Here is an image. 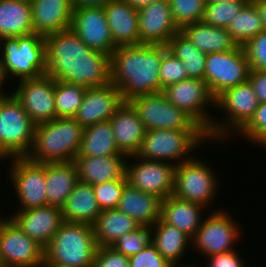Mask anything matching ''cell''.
<instances>
[{"mask_svg":"<svg viewBox=\"0 0 266 267\" xmlns=\"http://www.w3.org/2000/svg\"><path fill=\"white\" fill-rule=\"evenodd\" d=\"M208 143L211 146V143L216 142L210 141L207 131L153 129L146 131L136 155L146 160L164 161L177 166L198 154L197 150Z\"/></svg>","mask_w":266,"mask_h":267,"instance_id":"7","label":"cell"},{"mask_svg":"<svg viewBox=\"0 0 266 267\" xmlns=\"http://www.w3.org/2000/svg\"><path fill=\"white\" fill-rule=\"evenodd\" d=\"M103 7L115 47L140 45L138 9L125 0H110Z\"/></svg>","mask_w":266,"mask_h":267,"instance_id":"22","label":"cell"},{"mask_svg":"<svg viewBox=\"0 0 266 267\" xmlns=\"http://www.w3.org/2000/svg\"><path fill=\"white\" fill-rule=\"evenodd\" d=\"M170 264L151 243L142 251L129 257V267H171Z\"/></svg>","mask_w":266,"mask_h":267,"instance_id":"45","label":"cell"},{"mask_svg":"<svg viewBox=\"0 0 266 267\" xmlns=\"http://www.w3.org/2000/svg\"><path fill=\"white\" fill-rule=\"evenodd\" d=\"M180 32L205 54L231 51L238 46L226 28L211 26L203 21L187 24Z\"/></svg>","mask_w":266,"mask_h":267,"instance_id":"28","label":"cell"},{"mask_svg":"<svg viewBox=\"0 0 266 267\" xmlns=\"http://www.w3.org/2000/svg\"><path fill=\"white\" fill-rule=\"evenodd\" d=\"M62 213L65 222L92 226L101 213L92 185L78 182L62 207Z\"/></svg>","mask_w":266,"mask_h":267,"instance_id":"31","label":"cell"},{"mask_svg":"<svg viewBox=\"0 0 266 267\" xmlns=\"http://www.w3.org/2000/svg\"><path fill=\"white\" fill-rule=\"evenodd\" d=\"M127 155L76 156L74 163L79 182L95 185L118 179H126Z\"/></svg>","mask_w":266,"mask_h":267,"instance_id":"24","label":"cell"},{"mask_svg":"<svg viewBox=\"0 0 266 267\" xmlns=\"http://www.w3.org/2000/svg\"><path fill=\"white\" fill-rule=\"evenodd\" d=\"M126 179L92 185L94 195L101 210L117 209Z\"/></svg>","mask_w":266,"mask_h":267,"instance_id":"42","label":"cell"},{"mask_svg":"<svg viewBox=\"0 0 266 267\" xmlns=\"http://www.w3.org/2000/svg\"><path fill=\"white\" fill-rule=\"evenodd\" d=\"M122 154L115 141L113 129L109 121L85 127L81 146L77 156H114Z\"/></svg>","mask_w":266,"mask_h":267,"instance_id":"34","label":"cell"},{"mask_svg":"<svg viewBox=\"0 0 266 267\" xmlns=\"http://www.w3.org/2000/svg\"><path fill=\"white\" fill-rule=\"evenodd\" d=\"M259 104L248 80L221 93L215 99L216 112L207 131L210 141L223 145L228 140L236 139V134L251 120ZM217 111L221 112L219 118Z\"/></svg>","mask_w":266,"mask_h":267,"instance_id":"4","label":"cell"},{"mask_svg":"<svg viewBox=\"0 0 266 267\" xmlns=\"http://www.w3.org/2000/svg\"><path fill=\"white\" fill-rule=\"evenodd\" d=\"M168 51L182 61L188 78L205 81L207 54L198 50L180 31L166 45Z\"/></svg>","mask_w":266,"mask_h":267,"instance_id":"35","label":"cell"},{"mask_svg":"<svg viewBox=\"0 0 266 267\" xmlns=\"http://www.w3.org/2000/svg\"><path fill=\"white\" fill-rule=\"evenodd\" d=\"M123 104L122 93L113 84L86 88L82 105L74 118L85 128L96 123L109 121Z\"/></svg>","mask_w":266,"mask_h":267,"instance_id":"21","label":"cell"},{"mask_svg":"<svg viewBox=\"0 0 266 267\" xmlns=\"http://www.w3.org/2000/svg\"><path fill=\"white\" fill-rule=\"evenodd\" d=\"M141 44L167 45L180 31L176 25L168 0H158L138 9Z\"/></svg>","mask_w":266,"mask_h":267,"instance_id":"19","label":"cell"},{"mask_svg":"<svg viewBox=\"0 0 266 267\" xmlns=\"http://www.w3.org/2000/svg\"><path fill=\"white\" fill-rule=\"evenodd\" d=\"M173 19L181 29L183 26L203 19L206 0H168Z\"/></svg>","mask_w":266,"mask_h":267,"instance_id":"40","label":"cell"},{"mask_svg":"<svg viewBox=\"0 0 266 267\" xmlns=\"http://www.w3.org/2000/svg\"><path fill=\"white\" fill-rule=\"evenodd\" d=\"M221 207H214L205 214L199 229L191 239V251H195V255L198 253L202 259L237 250V244L243 240L244 230L240 220L237 222L229 208Z\"/></svg>","mask_w":266,"mask_h":267,"instance_id":"9","label":"cell"},{"mask_svg":"<svg viewBox=\"0 0 266 267\" xmlns=\"http://www.w3.org/2000/svg\"><path fill=\"white\" fill-rule=\"evenodd\" d=\"M119 151L127 156L136 155L146 134V128L129 102L109 119Z\"/></svg>","mask_w":266,"mask_h":267,"instance_id":"25","label":"cell"},{"mask_svg":"<svg viewBox=\"0 0 266 267\" xmlns=\"http://www.w3.org/2000/svg\"><path fill=\"white\" fill-rule=\"evenodd\" d=\"M162 198L125 185L117 209L140 226H153L161 216Z\"/></svg>","mask_w":266,"mask_h":267,"instance_id":"27","label":"cell"},{"mask_svg":"<svg viewBox=\"0 0 266 267\" xmlns=\"http://www.w3.org/2000/svg\"><path fill=\"white\" fill-rule=\"evenodd\" d=\"M110 57L111 84L120 90L124 102L163 91L159 78L163 45L121 46Z\"/></svg>","mask_w":266,"mask_h":267,"instance_id":"2","label":"cell"},{"mask_svg":"<svg viewBox=\"0 0 266 267\" xmlns=\"http://www.w3.org/2000/svg\"><path fill=\"white\" fill-rule=\"evenodd\" d=\"M175 169L176 165L169 162L132 155L127 159L125 177L134 188L165 199L173 193Z\"/></svg>","mask_w":266,"mask_h":267,"instance_id":"15","label":"cell"},{"mask_svg":"<svg viewBox=\"0 0 266 267\" xmlns=\"http://www.w3.org/2000/svg\"><path fill=\"white\" fill-rule=\"evenodd\" d=\"M97 248L91 225L64 222L44 248L43 264L94 267Z\"/></svg>","mask_w":266,"mask_h":267,"instance_id":"5","label":"cell"},{"mask_svg":"<svg viewBox=\"0 0 266 267\" xmlns=\"http://www.w3.org/2000/svg\"><path fill=\"white\" fill-rule=\"evenodd\" d=\"M0 256L5 267H41L44 248L4 215L0 217Z\"/></svg>","mask_w":266,"mask_h":267,"instance_id":"16","label":"cell"},{"mask_svg":"<svg viewBox=\"0 0 266 267\" xmlns=\"http://www.w3.org/2000/svg\"><path fill=\"white\" fill-rule=\"evenodd\" d=\"M129 4H131L134 8H141L142 6L148 5L150 3H153L154 1L158 0H125Z\"/></svg>","mask_w":266,"mask_h":267,"instance_id":"52","label":"cell"},{"mask_svg":"<svg viewBox=\"0 0 266 267\" xmlns=\"http://www.w3.org/2000/svg\"><path fill=\"white\" fill-rule=\"evenodd\" d=\"M35 126L13 94L0 101V158L27 156Z\"/></svg>","mask_w":266,"mask_h":267,"instance_id":"10","label":"cell"},{"mask_svg":"<svg viewBox=\"0 0 266 267\" xmlns=\"http://www.w3.org/2000/svg\"><path fill=\"white\" fill-rule=\"evenodd\" d=\"M41 267H63V266L54 265V264H42Z\"/></svg>","mask_w":266,"mask_h":267,"instance_id":"55","label":"cell"},{"mask_svg":"<svg viewBox=\"0 0 266 267\" xmlns=\"http://www.w3.org/2000/svg\"><path fill=\"white\" fill-rule=\"evenodd\" d=\"M236 135L258 149H266V103L259 104L251 120Z\"/></svg>","mask_w":266,"mask_h":267,"instance_id":"41","label":"cell"},{"mask_svg":"<svg viewBox=\"0 0 266 267\" xmlns=\"http://www.w3.org/2000/svg\"><path fill=\"white\" fill-rule=\"evenodd\" d=\"M46 75L84 88L111 84V57L89 48L71 29L45 36Z\"/></svg>","mask_w":266,"mask_h":267,"instance_id":"1","label":"cell"},{"mask_svg":"<svg viewBox=\"0 0 266 267\" xmlns=\"http://www.w3.org/2000/svg\"><path fill=\"white\" fill-rule=\"evenodd\" d=\"M193 156L176 166L174 190L172 195L181 200L195 202L212 210L216 204L217 196H221L220 185L222 181L216 172V168L211 166L209 159ZM215 170V171H214ZM219 190V191H218Z\"/></svg>","mask_w":266,"mask_h":267,"instance_id":"8","label":"cell"},{"mask_svg":"<svg viewBox=\"0 0 266 267\" xmlns=\"http://www.w3.org/2000/svg\"><path fill=\"white\" fill-rule=\"evenodd\" d=\"M152 229V243L160 254L172 265L184 264L183 261H186L187 252L191 254V238L183 231L163 222L161 219L152 226Z\"/></svg>","mask_w":266,"mask_h":267,"instance_id":"30","label":"cell"},{"mask_svg":"<svg viewBox=\"0 0 266 267\" xmlns=\"http://www.w3.org/2000/svg\"><path fill=\"white\" fill-rule=\"evenodd\" d=\"M198 261H199V263L197 264V262L195 261V263L193 262V264H192V262L191 263H185L184 265L183 264H177V265H171V267H201V266H199L200 264H202V260H199L198 259ZM201 261V262H200Z\"/></svg>","mask_w":266,"mask_h":267,"instance_id":"53","label":"cell"},{"mask_svg":"<svg viewBox=\"0 0 266 267\" xmlns=\"http://www.w3.org/2000/svg\"><path fill=\"white\" fill-rule=\"evenodd\" d=\"M70 28L91 49L110 56L116 49L103 6L74 8Z\"/></svg>","mask_w":266,"mask_h":267,"instance_id":"18","label":"cell"},{"mask_svg":"<svg viewBox=\"0 0 266 267\" xmlns=\"http://www.w3.org/2000/svg\"><path fill=\"white\" fill-rule=\"evenodd\" d=\"M243 252L237 249L203 258L207 262L205 263L206 266L203 265L201 267H249L247 264L250 262H248L249 260L245 261V257L242 255Z\"/></svg>","mask_w":266,"mask_h":267,"instance_id":"46","label":"cell"},{"mask_svg":"<svg viewBox=\"0 0 266 267\" xmlns=\"http://www.w3.org/2000/svg\"><path fill=\"white\" fill-rule=\"evenodd\" d=\"M250 70L266 71V29L243 46Z\"/></svg>","mask_w":266,"mask_h":267,"instance_id":"44","label":"cell"},{"mask_svg":"<svg viewBox=\"0 0 266 267\" xmlns=\"http://www.w3.org/2000/svg\"><path fill=\"white\" fill-rule=\"evenodd\" d=\"M94 267H129V258L116 252L110 246L98 247Z\"/></svg>","mask_w":266,"mask_h":267,"instance_id":"47","label":"cell"},{"mask_svg":"<svg viewBox=\"0 0 266 267\" xmlns=\"http://www.w3.org/2000/svg\"><path fill=\"white\" fill-rule=\"evenodd\" d=\"M162 92L170 103L187 112L206 131L211 128L215 98L204 80L189 78L168 85Z\"/></svg>","mask_w":266,"mask_h":267,"instance_id":"14","label":"cell"},{"mask_svg":"<svg viewBox=\"0 0 266 267\" xmlns=\"http://www.w3.org/2000/svg\"><path fill=\"white\" fill-rule=\"evenodd\" d=\"M263 29L265 28L259 12L251 1L238 12L227 27L232 39L239 46H243Z\"/></svg>","mask_w":266,"mask_h":267,"instance_id":"36","label":"cell"},{"mask_svg":"<svg viewBox=\"0 0 266 267\" xmlns=\"http://www.w3.org/2000/svg\"><path fill=\"white\" fill-rule=\"evenodd\" d=\"M83 130L75 118H55L37 124L33 144L26 157L37 163L74 161L81 146Z\"/></svg>","mask_w":266,"mask_h":267,"instance_id":"3","label":"cell"},{"mask_svg":"<svg viewBox=\"0 0 266 267\" xmlns=\"http://www.w3.org/2000/svg\"><path fill=\"white\" fill-rule=\"evenodd\" d=\"M13 95L36 125L57 118L53 77L45 74L18 81L13 84Z\"/></svg>","mask_w":266,"mask_h":267,"instance_id":"17","label":"cell"},{"mask_svg":"<svg viewBox=\"0 0 266 267\" xmlns=\"http://www.w3.org/2000/svg\"><path fill=\"white\" fill-rule=\"evenodd\" d=\"M159 78L163 89L170 84L189 79L182 61L172 55L165 45H163V60Z\"/></svg>","mask_w":266,"mask_h":267,"instance_id":"43","label":"cell"},{"mask_svg":"<svg viewBox=\"0 0 266 267\" xmlns=\"http://www.w3.org/2000/svg\"><path fill=\"white\" fill-rule=\"evenodd\" d=\"M8 162L6 174L18 203L16 210H26L47 205L46 164L37 163L25 157L5 159Z\"/></svg>","mask_w":266,"mask_h":267,"instance_id":"11","label":"cell"},{"mask_svg":"<svg viewBox=\"0 0 266 267\" xmlns=\"http://www.w3.org/2000/svg\"><path fill=\"white\" fill-rule=\"evenodd\" d=\"M33 32L30 0H0V39Z\"/></svg>","mask_w":266,"mask_h":267,"instance_id":"32","label":"cell"},{"mask_svg":"<svg viewBox=\"0 0 266 267\" xmlns=\"http://www.w3.org/2000/svg\"><path fill=\"white\" fill-rule=\"evenodd\" d=\"M33 31L47 36L71 27V0H30Z\"/></svg>","mask_w":266,"mask_h":267,"instance_id":"23","label":"cell"},{"mask_svg":"<svg viewBox=\"0 0 266 267\" xmlns=\"http://www.w3.org/2000/svg\"><path fill=\"white\" fill-rule=\"evenodd\" d=\"M152 240V226H139L135 231L121 236L110 247L129 258L150 245Z\"/></svg>","mask_w":266,"mask_h":267,"instance_id":"39","label":"cell"},{"mask_svg":"<svg viewBox=\"0 0 266 267\" xmlns=\"http://www.w3.org/2000/svg\"><path fill=\"white\" fill-rule=\"evenodd\" d=\"M251 2L256 6L264 28L266 29V0H253Z\"/></svg>","mask_w":266,"mask_h":267,"instance_id":"51","label":"cell"},{"mask_svg":"<svg viewBox=\"0 0 266 267\" xmlns=\"http://www.w3.org/2000/svg\"><path fill=\"white\" fill-rule=\"evenodd\" d=\"M236 0H206V2H231Z\"/></svg>","mask_w":266,"mask_h":267,"instance_id":"54","label":"cell"},{"mask_svg":"<svg viewBox=\"0 0 266 267\" xmlns=\"http://www.w3.org/2000/svg\"><path fill=\"white\" fill-rule=\"evenodd\" d=\"M86 88L55 80V110L57 118H74L82 105Z\"/></svg>","mask_w":266,"mask_h":267,"instance_id":"37","label":"cell"},{"mask_svg":"<svg viewBox=\"0 0 266 267\" xmlns=\"http://www.w3.org/2000/svg\"><path fill=\"white\" fill-rule=\"evenodd\" d=\"M139 226L134 219L118 209L101 210L92 225L98 247L111 246L121 236L135 231Z\"/></svg>","mask_w":266,"mask_h":267,"instance_id":"33","label":"cell"},{"mask_svg":"<svg viewBox=\"0 0 266 267\" xmlns=\"http://www.w3.org/2000/svg\"><path fill=\"white\" fill-rule=\"evenodd\" d=\"M248 0H236L231 2H206L202 21L215 27L226 28L232 19L248 3Z\"/></svg>","mask_w":266,"mask_h":267,"instance_id":"38","label":"cell"},{"mask_svg":"<svg viewBox=\"0 0 266 267\" xmlns=\"http://www.w3.org/2000/svg\"><path fill=\"white\" fill-rule=\"evenodd\" d=\"M45 164L47 205L62 208L79 182L76 165L74 161Z\"/></svg>","mask_w":266,"mask_h":267,"instance_id":"29","label":"cell"},{"mask_svg":"<svg viewBox=\"0 0 266 267\" xmlns=\"http://www.w3.org/2000/svg\"><path fill=\"white\" fill-rule=\"evenodd\" d=\"M110 0H71L73 8L104 6Z\"/></svg>","mask_w":266,"mask_h":267,"instance_id":"50","label":"cell"},{"mask_svg":"<svg viewBox=\"0 0 266 267\" xmlns=\"http://www.w3.org/2000/svg\"><path fill=\"white\" fill-rule=\"evenodd\" d=\"M0 267H5L4 264H3V261L1 259V256H0Z\"/></svg>","mask_w":266,"mask_h":267,"instance_id":"57","label":"cell"},{"mask_svg":"<svg viewBox=\"0 0 266 267\" xmlns=\"http://www.w3.org/2000/svg\"><path fill=\"white\" fill-rule=\"evenodd\" d=\"M8 213L9 218L31 239L45 248L54 233L65 222L62 208L46 205Z\"/></svg>","mask_w":266,"mask_h":267,"instance_id":"20","label":"cell"},{"mask_svg":"<svg viewBox=\"0 0 266 267\" xmlns=\"http://www.w3.org/2000/svg\"><path fill=\"white\" fill-rule=\"evenodd\" d=\"M7 84L8 85L10 84V86H8ZM10 87L12 88L13 84L12 82H10L9 77L6 75L5 69L2 66L1 61H0V101H2L3 99H6L7 97L13 94V89H10Z\"/></svg>","mask_w":266,"mask_h":267,"instance_id":"49","label":"cell"},{"mask_svg":"<svg viewBox=\"0 0 266 267\" xmlns=\"http://www.w3.org/2000/svg\"><path fill=\"white\" fill-rule=\"evenodd\" d=\"M249 73L250 66L242 46L206 56L205 82L215 99L225 90L246 82Z\"/></svg>","mask_w":266,"mask_h":267,"instance_id":"13","label":"cell"},{"mask_svg":"<svg viewBox=\"0 0 266 267\" xmlns=\"http://www.w3.org/2000/svg\"><path fill=\"white\" fill-rule=\"evenodd\" d=\"M208 211L199 203L181 200L170 195L162 200L160 219L183 231L192 239Z\"/></svg>","mask_w":266,"mask_h":267,"instance_id":"26","label":"cell"},{"mask_svg":"<svg viewBox=\"0 0 266 267\" xmlns=\"http://www.w3.org/2000/svg\"><path fill=\"white\" fill-rule=\"evenodd\" d=\"M129 103L146 130L206 131L192 116L170 103L163 92L138 96Z\"/></svg>","mask_w":266,"mask_h":267,"instance_id":"12","label":"cell"},{"mask_svg":"<svg viewBox=\"0 0 266 267\" xmlns=\"http://www.w3.org/2000/svg\"><path fill=\"white\" fill-rule=\"evenodd\" d=\"M0 61L12 84L42 77L47 71L45 36L33 32L0 39Z\"/></svg>","mask_w":266,"mask_h":267,"instance_id":"6","label":"cell"},{"mask_svg":"<svg viewBox=\"0 0 266 267\" xmlns=\"http://www.w3.org/2000/svg\"><path fill=\"white\" fill-rule=\"evenodd\" d=\"M249 83L260 103H266V71L250 70Z\"/></svg>","mask_w":266,"mask_h":267,"instance_id":"48","label":"cell"},{"mask_svg":"<svg viewBox=\"0 0 266 267\" xmlns=\"http://www.w3.org/2000/svg\"><path fill=\"white\" fill-rule=\"evenodd\" d=\"M1 161H2V162H1ZM3 162H5V160H4V159H0V163H1V165H2ZM0 211H1V210H0ZM1 214H2V212H0V217L3 216V214H2V215H1Z\"/></svg>","mask_w":266,"mask_h":267,"instance_id":"56","label":"cell"}]
</instances>
